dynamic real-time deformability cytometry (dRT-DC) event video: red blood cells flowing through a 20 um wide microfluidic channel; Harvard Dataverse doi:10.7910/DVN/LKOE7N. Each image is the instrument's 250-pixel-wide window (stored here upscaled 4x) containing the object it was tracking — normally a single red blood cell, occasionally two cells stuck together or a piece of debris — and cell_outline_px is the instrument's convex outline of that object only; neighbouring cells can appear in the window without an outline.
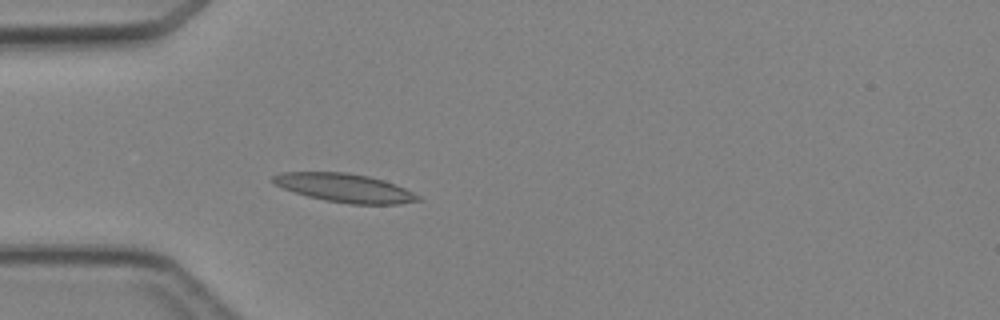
{"species": "Egyptian fruit bat (a non-hibernating species)", "species_latin": "Rousettus aegyptiacus", "temperature_condition": "cold", "stored_images_in_passage": 4, "camera_frame_rate_fps": 3000, "um_per_image_px": 0.085, "animal": {"sex": "female"}, "frame": {"image": 1, "passage_image": 4, "time_ms": 3.667, "image_size_px": [1000, 320], "cell_outline_px": [[424, 200], [400, 204], [348, 204], [324, 200], [308, 196], [284, 188], [276, 184], [272, 180], [272, 176], [280, 172], [348, 172], [368, 176], [384, 180], [396, 184], [420, 196]], "centroid_in_image_um": [29.35, 15.97], "position_along_channel_um": 55.7, "area_um2": 24.16}}